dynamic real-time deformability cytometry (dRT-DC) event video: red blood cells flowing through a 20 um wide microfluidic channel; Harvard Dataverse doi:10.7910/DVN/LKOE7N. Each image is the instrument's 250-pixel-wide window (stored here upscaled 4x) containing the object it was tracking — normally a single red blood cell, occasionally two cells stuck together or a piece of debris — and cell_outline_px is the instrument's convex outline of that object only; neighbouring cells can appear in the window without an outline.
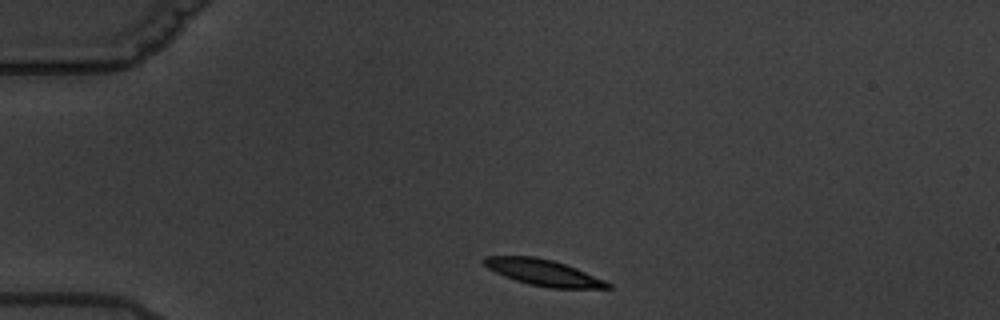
{"species": "common noctule bat (a hibernating species)", "species_latin": "Nyctalus noctula", "temperature_condition": "warm", "stored_images_in_passage": 8, "camera_frame_rate_fps": 3000, "um_per_image_px": 0.085, "animal": {"sex": "male", "body_mass_g": 19.5, "forearm_length_mm": 54.6}, "frame": {"image": 1, "passage_image": 1, "time_ms": 0.0, "image_size_px": [1000, 320], "cell_outline_px": [[612, 288], [548, 288], [528, 284], [504, 276], [488, 268], [480, 260], [484, 256], [536, 256], [552, 260], [576, 268], [604, 280], [612, 284]], "centroid_in_image_um": [46.16, 23.16], "position_along_channel_um": 38.8, "area_um2": 18.79}}
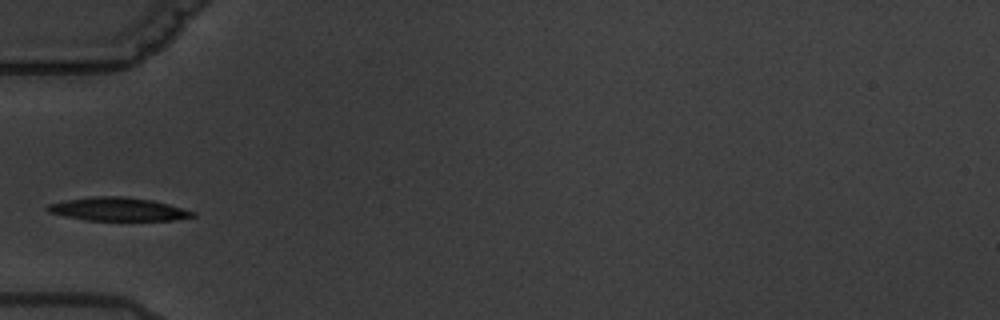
{"frame": {"image": 2, "passage_image": 3, "time_ms": 2.333, "image_size_px": [1000, 320], "cell_outline_px": [[196, 216], [172, 220], [88, 220], [48, 212], [44, 208], [48, 204], [64, 200], [96, 196], [124, 196], [152, 200], [168, 204], [196, 212]], "centroid_in_image_um": [10.03, 17.77], "position_along_channel_um": 75.0, "area_um2": 19.59}}
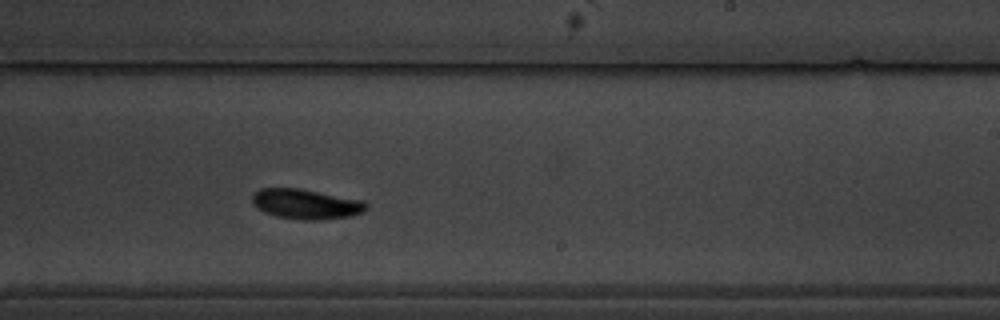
{"frame": {"image": 3, "passage_image": 8, "time_ms": 8.0, "image_size_px": [1000, 320], "cell_outline_px": [[368, 208], [364, 212], [352, 216], [316, 220], [300, 220], [276, 216], [264, 212], [252, 204], [252, 196], [260, 188], [300, 188], [364, 200], [368, 204]], "centroid_in_image_um": [26.04, 17.34], "position_along_channel_um": 263.0, "area_um2": 20.17}}